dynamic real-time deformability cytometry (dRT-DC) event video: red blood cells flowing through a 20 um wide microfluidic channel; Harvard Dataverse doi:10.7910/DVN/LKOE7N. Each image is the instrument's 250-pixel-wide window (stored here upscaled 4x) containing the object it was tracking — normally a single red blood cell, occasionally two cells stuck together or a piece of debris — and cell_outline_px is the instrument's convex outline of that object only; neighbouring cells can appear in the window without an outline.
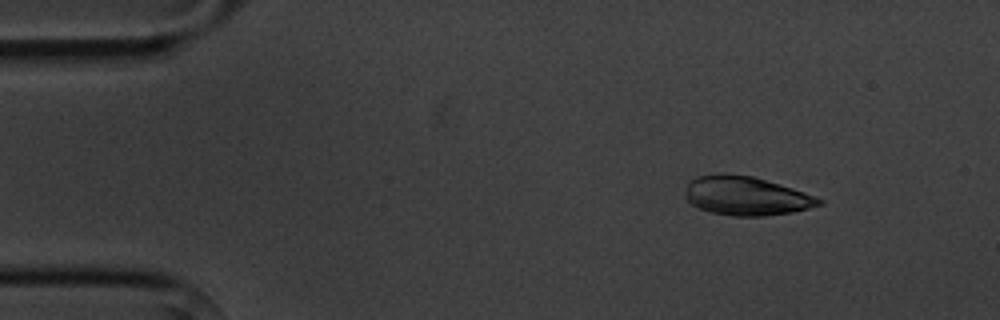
{"species": "common noctule bat (a hibernating species)", "species_latin": "Nyctalus noctula", "temperature_condition": "cold", "stored_images_in_passage": 6, "camera_frame_rate_fps": 3000, "um_per_image_px": 0.085, "animal": {"sex": "male", "body_mass_g": 20.1, "forearm_length_mm": 53.5}, "frame": {"image": 1, "passage_image": 1, "time_ms": 0.0, "image_size_px": [1000, 320], "cell_outline_px": [[824, 204], [792, 212], [764, 216], [732, 216], [712, 212], [700, 208], [692, 204], [688, 200], [688, 180], [696, 176], [720, 172], [724, 172], [752, 176], [792, 188], [816, 196], [824, 200]], "centroid_in_image_um": [63.44, 16.63], "position_along_channel_um": 21.6, "area_um2": 30.23}}